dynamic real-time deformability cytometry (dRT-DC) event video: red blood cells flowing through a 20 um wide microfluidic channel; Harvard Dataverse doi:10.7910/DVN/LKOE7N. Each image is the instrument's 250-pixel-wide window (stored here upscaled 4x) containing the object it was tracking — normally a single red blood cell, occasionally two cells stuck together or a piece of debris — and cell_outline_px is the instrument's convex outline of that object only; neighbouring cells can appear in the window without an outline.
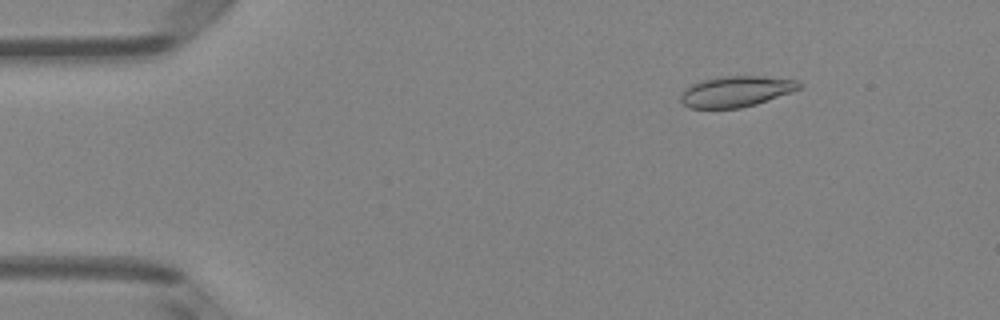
{"species": "Egyptian fruit bat (a non-hibernating species)", "species_latin": "Rousettus aegyptiacus", "temperature_condition": "room temperature", "stored_images_in_passage": 51, "camera_frame_rate_fps": 3000, "um_per_image_px": 0.085, "animal": {"sex": "female"}, "frame": {"image": 1, "passage_image": 7, "time_ms": 2.0, "image_size_px": [1000, 320], "cell_outline_px": [[804, 84], [800, 88], [792, 92], [756, 104], [740, 108], [688, 108], [680, 100], [680, 96], [684, 88], [692, 84], [704, 80], [724, 76], [764, 76], [796, 80]], "centroid_in_image_um": [62.57, 7.77], "position_along_channel_um": 22.4, "area_um2": 21.27}}
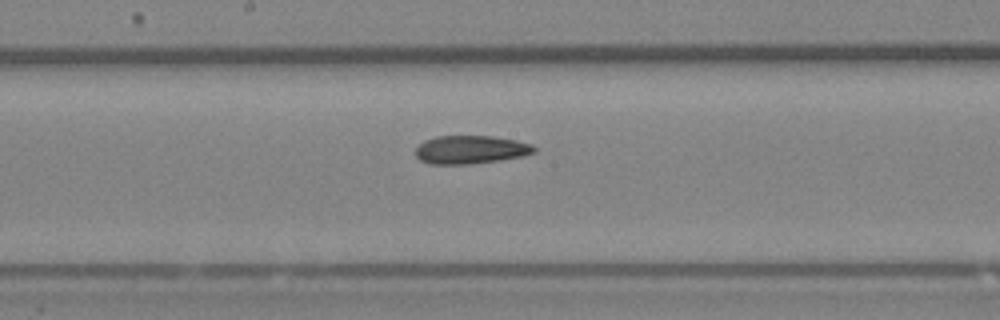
{"frame": {"image": 2, "passage_image": 27, "time_ms": 8.667, "image_size_px": [1000, 320], "cell_outline_px": [[536, 152], [520, 156], [496, 160], [468, 164], [428, 164], [420, 160], [416, 156], [416, 148], [424, 140], [436, 136], [492, 136], [516, 140], [532, 144], [536, 148]], "centroid_in_image_um": [39.98, 12.71], "position_along_channel_um": 208.2, "area_um2": 19.42}}
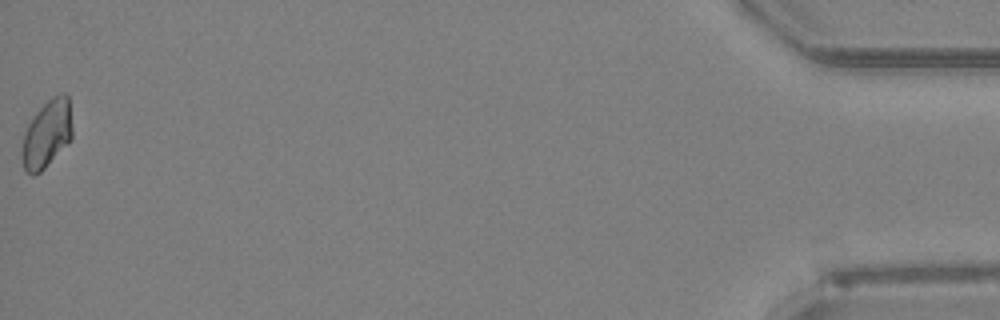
{"frame": {"image": 3, "passage_image": 51, "time_ms": 16.667, "image_size_px": [1000, 320], "cell_outline_px": [[72, 136], [44, 168], [40, 172], [32, 176], [24, 168], [20, 156], [20, 152], [24, 132], [32, 116], [52, 96], [60, 92], [64, 92], [68, 96], [72, 128]], "centroid_in_image_um": [3.94, 11.36], "position_along_channel_um": 431.3, "area_um2": 19.71}}